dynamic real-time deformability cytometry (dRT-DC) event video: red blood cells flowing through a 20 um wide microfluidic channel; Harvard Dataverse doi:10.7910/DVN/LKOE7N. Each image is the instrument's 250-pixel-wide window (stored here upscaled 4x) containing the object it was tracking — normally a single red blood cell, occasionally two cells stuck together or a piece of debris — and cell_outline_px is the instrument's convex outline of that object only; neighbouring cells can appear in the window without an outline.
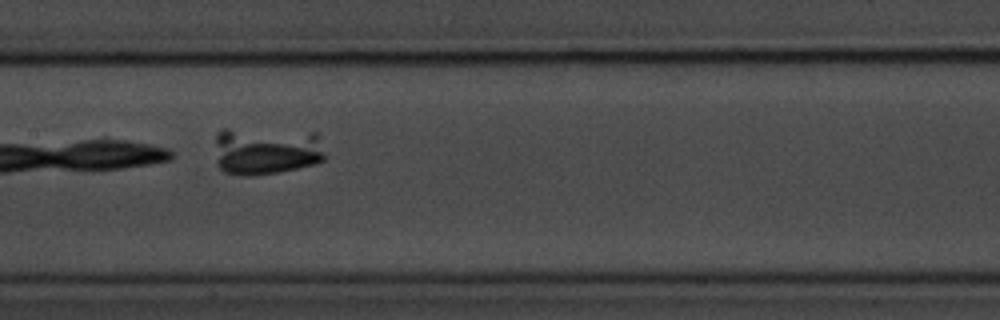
{"species": "common noctule bat (a hibernating species)", "species_latin": "Nyctalus noctula", "temperature_condition": "room temperature", "stored_images_in_passage": 12, "camera_frame_rate_fps": 3000, "um_per_image_px": 0.085, "animal": {"sex": "male", "body_mass_g": 20.1, "forearm_length_mm": 53.5}, "frame": {"image": 1, "passage_image": 5, "time_ms": 4.667, "image_size_px": [1000, 320], "cell_outline_px": [[324, 160], [316, 164], [276, 172], [248, 176], [240, 176], [224, 172], [216, 164], [216, 132], [220, 128], [228, 128], [316, 132], [324, 156]], "centroid_in_image_um": [22.57, 12.81], "position_along_channel_um": 184.8, "area_um2": 30.98}}